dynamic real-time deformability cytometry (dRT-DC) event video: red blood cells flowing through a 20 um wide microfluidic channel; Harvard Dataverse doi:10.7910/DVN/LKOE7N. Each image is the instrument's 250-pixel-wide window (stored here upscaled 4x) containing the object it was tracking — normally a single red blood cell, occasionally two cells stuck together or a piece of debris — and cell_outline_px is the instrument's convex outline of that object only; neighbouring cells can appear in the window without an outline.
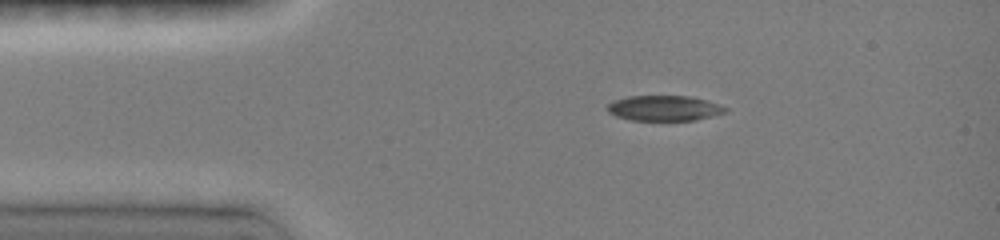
{"species": "common noctule bat (a hibernating species)", "species_latin": "Nyctalus noctula", "temperature_condition": "room temperature", "stored_images_in_passage": 4, "camera_frame_rate_fps": 3000, "um_per_image_px": 0.085, "animal": {"sex": "female", "body_mass_g": 19.0, "forearm_length_mm": 51.5}, "frame": {"image": 1, "passage_image": 1, "time_ms": 0.0, "image_size_px": [1000, 240], "cell_outline_px": [[728, 112], [696, 120], [632, 120], [616, 116], [608, 112], [608, 104], [612, 100], [628, 96], [688, 96], [708, 100], [720, 104], [728, 108]], "centroid_in_image_um": [56.49, 9.19], "position_along_channel_um": 28.5, "area_um2": 17.51}}